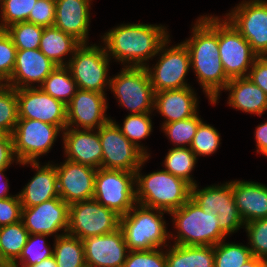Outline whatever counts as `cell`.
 Returning <instances> with one entry per match:
<instances>
[{
  "mask_svg": "<svg viewBox=\"0 0 267 267\" xmlns=\"http://www.w3.org/2000/svg\"><path fill=\"white\" fill-rule=\"evenodd\" d=\"M190 37L182 42L190 54L191 70L208 102L219 103L222 91L230 79L220 59L218 45V15H199L191 24Z\"/></svg>",
  "mask_w": 267,
  "mask_h": 267,
  "instance_id": "6da1fadb",
  "label": "cell"
},
{
  "mask_svg": "<svg viewBox=\"0 0 267 267\" xmlns=\"http://www.w3.org/2000/svg\"><path fill=\"white\" fill-rule=\"evenodd\" d=\"M165 24L120 23L100 39L108 57L123 67H145L157 55L160 47L170 37Z\"/></svg>",
  "mask_w": 267,
  "mask_h": 267,
  "instance_id": "7a4b0ae2",
  "label": "cell"
},
{
  "mask_svg": "<svg viewBox=\"0 0 267 267\" xmlns=\"http://www.w3.org/2000/svg\"><path fill=\"white\" fill-rule=\"evenodd\" d=\"M151 158L147 157L135 171L136 202L170 213L190 199L191 185L163 169L142 173Z\"/></svg>",
  "mask_w": 267,
  "mask_h": 267,
  "instance_id": "3957f363",
  "label": "cell"
},
{
  "mask_svg": "<svg viewBox=\"0 0 267 267\" xmlns=\"http://www.w3.org/2000/svg\"><path fill=\"white\" fill-rule=\"evenodd\" d=\"M165 214L169 213L137 203L127 214L120 217L119 227L129 251L166 248L171 243L169 223L165 220Z\"/></svg>",
  "mask_w": 267,
  "mask_h": 267,
  "instance_id": "277c9868",
  "label": "cell"
},
{
  "mask_svg": "<svg viewBox=\"0 0 267 267\" xmlns=\"http://www.w3.org/2000/svg\"><path fill=\"white\" fill-rule=\"evenodd\" d=\"M168 216L172 218L170 241L174 245L215 246L228 237L220 229L217 216L204 212L191 198Z\"/></svg>",
  "mask_w": 267,
  "mask_h": 267,
  "instance_id": "5b68a950",
  "label": "cell"
},
{
  "mask_svg": "<svg viewBox=\"0 0 267 267\" xmlns=\"http://www.w3.org/2000/svg\"><path fill=\"white\" fill-rule=\"evenodd\" d=\"M172 43L170 35L152 59L156 63L145 66L154 93L191 87L187 79L191 70L189 51L183 42Z\"/></svg>",
  "mask_w": 267,
  "mask_h": 267,
  "instance_id": "8992f818",
  "label": "cell"
},
{
  "mask_svg": "<svg viewBox=\"0 0 267 267\" xmlns=\"http://www.w3.org/2000/svg\"><path fill=\"white\" fill-rule=\"evenodd\" d=\"M112 62L102 43H82L67 67L79 89L106 93L110 86Z\"/></svg>",
  "mask_w": 267,
  "mask_h": 267,
  "instance_id": "52a82bcc",
  "label": "cell"
},
{
  "mask_svg": "<svg viewBox=\"0 0 267 267\" xmlns=\"http://www.w3.org/2000/svg\"><path fill=\"white\" fill-rule=\"evenodd\" d=\"M111 76L109 90L127 114L154 112V90L145 67H121Z\"/></svg>",
  "mask_w": 267,
  "mask_h": 267,
  "instance_id": "ba28073f",
  "label": "cell"
},
{
  "mask_svg": "<svg viewBox=\"0 0 267 267\" xmlns=\"http://www.w3.org/2000/svg\"><path fill=\"white\" fill-rule=\"evenodd\" d=\"M204 212L212 213L219 220L220 229L229 237L244 229L243 222L232 191L229 180L219 184L199 186V183L191 186V197Z\"/></svg>",
  "mask_w": 267,
  "mask_h": 267,
  "instance_id": "9c48e42d",
  "label": "cell"
},
{
  "mask_svg": "<svg viewBox=\"0 0 267 267\" xmlns=\"http://www.w3.org/2000/svg\"><path fill=\"white\" fill-rule=\"evenodd\" d=\"M93 199L124 216L136 204L135 172L97 169Z\"/></svg>",
  "mask_w": 267,
  "mask_h": 267,
  "instance_id": "30bf717a",
  "label": "cell"
},
{
  "mask_svg": "<svg viewBox=\"0 0 267 267\" xmlns=\"http://www.w3.org/2000/svg\"><path fill=\"white\" fill-rule=\"evenodd\" d=\"M63 130L59 126L33 119H18L12 133L14 153L19 161L40 162L47 155L57 138H62Z\"/></svg>",
  "mask_w": 267,
  "mask_h": 267,
  "instance_id": "8fae6325",
  "label": "cell"
},
{
  "mask_svg": "<svg viewBox=\"0 0 267 267\" xmlns=\"http://www.w3.org/2000/svg\"><path fill=\"white\" fill-rule=\"evenodd\" d=\"M120 226V216L95 199L69 205L67 233L84 240L115 231Z\"/></svg>",
  "mask_w": 267,
  "mask_h": 267,
  "instance_id": "7c38bea8",
  "label": "cell"
},
{
  "mask_svg": "<svg viewBox=\"0 0 267 267\" xmlns=\"http://www.w3.org/2000/svg\"><path fill=\"white\" fill-rule=\"evenodd\" d=\"M221 16H218V45L223 69L229 79L247 77L258 55L236 28Z\"/></svg>",
  "mask_w": 267,
  "mask_h": 267,
  "instance_id": "4fadbf2b",
  "label": "cell"
},
{
  "mask_svg": "<svg viewBox=\"0 0 267 267\" xmlns=\"http://www.w3.org/2000/svg\"><path fill=\"white\" fill-rule=\"evenodd\" d=\"M258 57L267 51V0H242L222 14Z\"/></svg>",
  "mask_w": 267,
  "mask_h": 267,
  "instance_id": "5bb4252c",
  "label": "cell"
},
{
  "mask_svg": "<svg viewBox=\"0 0 267 267\" xmlns=\"http://www.w3.org/2000/svg\"><path fill=\"white\" fill-rule=\"evenodd\" d=\"M98 132L102 146L101 168L135 172L147 158L122 134L112 119Z\"/></svg>",
  "mask_w": 267,
  "mask_h": 267,
  "instance_id": "9a60e30c",
  "label": "cell"
},
{
  "mask_svg": "<svg viewBox=\"0 0 267 267\" xmlns=\"http://www.w3.org/2000/svg\"><path fill=\"white\" fill-rule=\"evenodd\" d=\"M19 119H33L59 126L67 125L66 105L39 87L16 89Z\"/></svg>",
  "mask_w": 267,
  "mask_h": 267,
  "instance_id": "2e32d148",
  "label": "cell"
},
{
  "mask_svg": "<svg viewBox=\"0 0 267 267\" xmlns=\"http://www.w3.org/2000/svg\"><path fill=\"white\" fill-rule=\"evenodd\" d=\"M21 220L29 234H47L54 239L68 231L69 205L56 197L33 207H22Z\"/></svg>",
  "mask_w": 267,
  "mask_h": 267,
  "instance_id": "e0dca14e",
  "label": "cell"
},
{
  "mask_svg": "<svg viewBox=\"0 0 267 267\" xmlns=\"http://www.w3.org/2000/svg\"><path fill=\"white\" fill-rule=\"evenodd\" d=\"M107 93L77 89L67 107L68 128L99 129L112 117L107 115Z\"/></svg>",
  "mask_w": 267,
  "mask_h": 267,
  "instance_id": "ac0fdd59",
  "label": "cell"
},
{
  "mask_svg": "<svg viewBox=\"0 0 267 267\" xmlns=\"http://www.w3.org/2000/svg\"><path fill=\"white\" fill-rule=\"evenodd\" d=\"M60 198L71 205L93 199L97 169L64 159L55 163Z\"/></svg>",
  "mask_w": 267,
  "mask_h": 267,
  "instance_id": "d6986e66",
  "label": "cell"
},
{
  "mask_svg": "<svg viewBox=\"0 0 267 267\" xmlns=\"http://www.w3.org/2000/svg\"><path fill=\"white\" fill-rule=\"evenodd\" d=\"M86 267H123L129 249L119 227L83 240Z\"/></svg>",
  "mask_w": 267,
  "mask_h": 267,
  "instance_id": "ffe728a7",
  "label": "cell"
},
{
  "mask_svg": "<svg viewBox=\"0 0 267 267\" xmlns=\"http://www.w3.org/2000/svg\"><path fill=\"white\" fill-rule=\"evenodd\" d=\"M62 149L66 160L101 168L102 146L98 129H76L66 127L62 133Z\"/></svg>",
  "mask_w": 267,
  "mask_h": 267,
  "instance_id": "44dd1931",
  "label": "cell"
},
{
  "mask_svg": "<svg viewBox=\"0 0 267 267\" xmlns=\"http://www.w3.org/2000/svg\"><path fill=\"white\" fill-rule=\"evenodd\" d=\"M56 67L39 49L17 50L13 72L6 85L14 89L39 87Z\"/></svg>",
  "mask_w": 267,
  "mask_h": 267,
  "instance_id": "7402d4cb",
  "label": "cell"
},
{
  "mask_svg": "<svg viewBox=\"0 0 267 267\" xmlns=\"http://www.w3.org/2000/svg\"><path fill=\"white\" fill-rule=\"evenodd\" d=\"M193 87L162 90L154 93V115H161L160 126L195 116L199 110L200 96Z\"/></svg>",
  "mask_w": 267,
  "mask_h": 267,
  "instance_id": "603a6c76",
  "label": "cell"
},
{
  "mask_svg": "<svg viewBox=\"0 0 267 267\" xmlns=\"http://www.w3.org/2000/svg\"><path fill=\"white\" fill-rule=\"evenodd\" d=\"M43 164V165H42ZM29 166L35 170L32 178L18 192L22 207H33L53 198L60 197L57 183L56 165L52 161L23 162L19 166Z\"/></svg>",
  "mask_w": 267,
  "mask_h": 267,
  "instance_id": "cb8c5ba5",
  "label": "cell"
},
{
  "mask_svg": "<svg viewBox=\"0 0 267 267\" xmlns=\"http://www.w3.org/2000/svg\"><path fill=\"white\" fill-rule=\"evenodd\" d=\"M54 27L70 34L81 43L89 42L91 9L94 0H55Z\"/></svg>",
  "mask_w": 267,
  "mask_h": 267,
  "instance_id": "d4e9b609",
  "label": "cell"
},
{
  "mask_svg": "<svg viewBox=\"0 0 267 267\" xmlns=\"http://www.w3.org/2000/svg\"><path fill=\"white\" fill-rule=\"evenodd\" d=\"M238 212L243 222L267 218V184L250 180H230Z\"/></svg>",
  "mask_w": 267,
  "mask_h": 267,
  "instance_id": "484cf974",
  "label": "cell"
},
{
  "mask_svg": "<svg viewBox=\"0 0 267 267\" xmlns=\"http://www.w3.org/2000/svg\"><path fill=\"white\" fill-rule=\"evenodd\" d=\"M222 92H228L227 106L261 117L267 112V95L247 77L233 78Z\"/></svg>",
  "mask_w": 267,
  "mask_h": 267,
  "instance_id": "4316f807",
  "label": "cell"
},
{
  "mask_svg": "<svg viewBox=\"0 0 267 267\" xmlns=\"http://www.w3.org/2000/svg\"><path fill=\"white\" fill-rule=\"evenodd\" d=\"M82 43L56 27L44 28L39 50L56 66H67Z\"/></svg>",
  "mask_w": 267,
  "mask_h": 267,
  "instance_id": "83f0119b",
  "label": "cell"
},
{
  "mask_svg": "<svg viewBox=\"0 0 267 267\" xmlns=\"http://www.w3.org/2000/svg\"><path fill=\"white\" fill-rule=\"evenodd\" d=\"M167 267H214V246H184L170 243L166 247Z\"/></svg>",
  "mask_w": 267,
  "mask_h": 267,
  "instance_id": "f1b7e54d",
  "label": "cell"
},
{
  "mask_svg": "<svg viewBox=\"0 0 267 267\" xmlns=\"http://www.w3.org/2000/svg\"><path fill=\"white\" fill-rule=\"evenodd\" d=\"M28 236L22 220L0 227V267H10L19 258Z\"/></svg>",
  "mask_w": 267,
  "mask_h": 267,
  "instance_id": "f546056e",
  "label": "cell"
},
{
  "mask_svg": "<svg viewBox=\"0 0 267 267\" xmlns=\"http://www.w3.org/2000/svg\"><path fill=\"white\" fill-rule=\"evenodd\" d=\"M154 113L128 114L124 117L123 123L116 122V119L111 118L120 128L122 134L147 157L152 156V152L148 146L142 142L148 139L153 132ZM153 117V118H152ZM142 140V141H141Z\"/></svg>",
  "mask_w": 267,
  "mask_h": 267,
  "instance_id": "4dcf8cb0",
  "label": "cell"
},
{
  "mask_svg": "<svg viewBox=\"0 0 267 267\" xmlns=\"http://www.w3.org/2000/svg\"><path fill=\"white\" fill-rule=\"evenodd\" d=\"M163 161V170L182 178L191 186L197 184L192 172L196 167L198 158L189 147H171Z\"/></svg>",
  "mask_w": 267,
  "mask_h": 267,
  "instance_id": "1f68e13d",
  "label": "cell"
},
{
  "mask_svg": "<svg viewBox=\"0 0 267 267\" xmlns=\"http://www.w3.org/2000/svg\"><path fill=\"white\" fill-rule=\"evenodd\" d=\"M53 243L57 267H86L83 240L65 233L54 238Z\"/></svg>",
  "mask_w": 267,
  "mask_h": 267,
  "instance_id": "d6a6232c",
  "label": "cell"
},
{
  "mask_svg": "<svg viewBox=\"0 0 267 267\" xmlns=\"http://www.w3.org/2000/svg\"><path fill=\"white\" fill-rule=\"evenodd\" d=\"M39 88L65 105L70 102L78 89L67 66H57Z\"/></svg>",
  "mask_w": 267,
  "mask_h": 267,
  "instance_id": "836d02e7",
  "label": "cell"
},
{
  "mask_svg": "<svg viewBox=\"0 0 267 267\" xmlns=\"http://www.w3.org/2000/svg\"><path fill=\"white\" fill-rule=\"evenodd\" d=\"M48 237L51 238L47 234H29L21 255L10 267H29L53 256L54 243L51 247Z\"/></svg>",
  "mask_w": 267,
  "mask_h": 267,
  "instance_id": "e575fe53",
  "label": "cell"
},
{
  "mask_svg": "<svg viewBox=\"0 0 267 267\" xmlns=\"http://www.w3.org/2000/svg\"><path fill=\"white\" fill-rule=\"evenodd\" d=\"M226 241L214 246V267H241L253 257L248 244Z\"/></svg>",
  "mask_w": 267,
  "mask_h": 267,
  "instance_id": "d590c367",
  "label": "cell"
},
{
  "mask_svg": "<svg viewBox=\"0 0 267 267\" xmlns=\"http://www.w3.org/2000/svg\"><path fill=\"white\" fill-rule=\"evenodd\" d=\"M199 114L198 112L193 117L163 124L160 130L173 147H190L199 123L203 120Z\"/></svg>",
  "mask_w": 267,
  "mask_h": 267,
  "instance_id": "8d00e7d4",
  "label": "cell"
},
{
  "mask_svg": "<svg viewBox=\"0 0 267 267\" xmlns=\"http://www.w3.org/2000/svg\"><path fill=\"white\" fill-rule=\"evenodd\" d=\"M221 140L220 132L213 125L207 124L206 121L202 120L189 148L199 159L218 152L217 150L222 144Z\"/></svg>",
  "mask_w": 267,
  "mask_h": 267,
  "instance_id": "74e56055",
  "label": "cell"
},
{
  "mask_svg": "<svg viewBox=\"0 0 267 267\" xmlns=\"http://www.w3.org/2000/svg\"><path fill=\"white\" fill-rule=\"evenodd\" d=\"M44 27L29 22L15 23L5 29L17 50L39 49Z\"/></svg>",
  "mask_w": 267,
  "mask_h": 267,
  "instance_id": "f35d334b",
  "label": "cell"
},
{
  "mask_svg": "<svg viewBox=\"0 0 267 267\" xmlns=\"http://www.w3.org/2000/svg\"><path fill=\"white\" fill-rule=\"evenodd\" d=\"M37 0H0V29L27 22Z\"/></svg>",
  "mask_w": 267,
  "mask_h": 267,
  "instance_id": "ab89813d",
  "label": "cell"
},
{
  "mask_svg": "<svg viewBox=\"0 0 267 267\" xmlns=\"http://www.w3.org/2000/svg\"><path fill=\"white\" fill-rule=\"evenodd\" d=\"M18 119L16 89L2 84L0 86V128L12 135Z\"/></svg>",
  "mask_w": 267,
  "mask_h": 267,
  "instance_id": "60d3db41",
  "label": "cell"
},
{
  "mask_svg": "<svg viewBox=\"0 0 267 267\" xmlns=\"http://www.w3.org/2000/svg\"><path fill=\"white\" fill-rule=\"evenodd\" d=\"M244 231L253 256L267 261V218L246 223Z\"/></svg>",
  "mask_w": 267,
  "mask_h": 267,
  "instance_id": "b9f144b4",
  "label": "cell"
},
{
  "mask_svg": "<svg viewBox=\"0 0 267 267\" xmlns=\"http://www.w3.org/2000/svg\"><path fill=\"white\" fill-rule=\"evenodd\" d=\"M123 267H167L166 248L129 251Z\"/></svg>",
  "mask_w": 267,
  "mask_h": 267,
  "instance_id": "7bdbcfd3",
  "label": "cell"
},
{
  "mask_svg": "<svg viewBox=\"0 0 267 267\" xmlns=\"http://www.w3.org/2000/svg\"><path fill=\"white\" fill-rule=\"evenodd\" d=\"M16 47L5 30L0 29V81L6 84L13 72Z\"/></svg>",
  "mask_w": 267,
  "mask_h": 267,
  "instance_id": "ee69618b",
  "label": "cell"
},
{
  "mask_svg": "<svg viewBox=\"0 0 267 267\" xmlns=\"http://www.w3.org/2000/svg\"><path fill=\"white\" fill-rule=\"evenodd\" d=\"M55 0H37L27 22L47 28L53 27L55 22Z\"/></svg>",
  "mask_w": 267,
  "mask_h": 267,
  "instance_id": "f6af8a7d",
  "label": "cell"
},
{
  "mask_svg": "<svg viewBox=\"0 0 267 267\" xmlns=\"http://www.w3.org/2000/svg\"><path fill=\"white\" fill-rule=\"evenodd\" d=\"M22 204L18 193L0 199V227L21 221Z\"/></svg>",
  "mask_w": 267,
  "mask_h": 267,
  "instance_id": "bcb514c9",
  "label": "cell"
},
{
  "mask_svg": "<svg viewBox=\"0 0 267 267\" xmlns=\"http://www.w3.org/2000/svg\"><path fill=\"white\" fill-rule=\"evenodd\" d=\"M247 78L260 87L267 95V65L260 57L254 61Z\"/></svg>",
  "mask_w": 267,
  "mask_h": 267,
  "instance_id": "7dc6e473",
  "label": "cell"
},
{
  "mask_svg": "<svg viewBox=\"0 0 267 267\" xmlns=\"http://www.w3.org/2000/svg\"><path fill=\"white\" fill-rule=\"evenodd\" d=\"M14 163L19 165L14 153L13 138L9 135L3 142H0V169L13 167Z\"/></svg>",
  "mask_w": 267,
  "mask_h": 267,
  "instance_id": "c3c4849f",
  "label": "cell"
},
{
  "mask_svg": "<svg viewBox=\"0 0 267 267\" xmlns=\"http://www.w3.org/2000/svg\"><path fill=\"white\" fill-rule=\"evenodd\" d=\"M254 140H255V152L267 155V120L261 122L255 127L254 130Z\"/></svg>",
  "mask_w": 267,
  "mask_h": 267,
  "instance_id": "681fc988",
  "label": "cell"
},
{
  "mask_svg": "<svg viewBox=\"0 0 267 267\" xmlns=\"http://www.w3.org/2000/svg\"><path fill=\"white\" fill-rule=\"evenodd\" d=\"M9 168L0 169V199L8 198L10 196H14L9 192L10 189V183L9 178L6 177L5 171H7Z\"/></svg>",
  "mask_w": 267,
  "mask_h": 267,
  "instance_id": "f907efd6",
  "label": "cell"
},
{
  "mask_svg": "<svg viewBox=\"0 0 267 267\" xmlns=\"http://www.w3.org/2000/svg\"><path fill=\"white\" fill-rule=\"evenodd\" d=\"M241 267H267V261L253 256L249 261L241 265Z\"/></svg>",
  "mask_w": 267,
  "mask_h": 267,
  "instance_id": "816d5d0a",
  "label": "cell"
},
{
  "mask_svg": "<svg viewBox=\"0 0 267 267\" xmlns=\"http://www.w3.org/2000/svg\"><path fill=\"white\" fill-rule=\"evenodd\" d=\"M29 267H57L55 258L53 256L44 259L42 262L39 264H35Z\"/></svg>",
  "mask_w": 267,
  "mask_h": 267,
  "instance_id": "f5cc1de1",
  "label": "cell"
},
{
  "mask_svg": "<svg viewBox=\"0 0 267 267\" xmlns=\"http://www.w3.org/2000/svg\"><path fill=\"white\" fill-rule=\"evenodd\" d=\"M9 135L6 130L0 128V142H3Z\"/></svg>",
  "mask_w": 267,
  "mask_h": 267,
  "instance_id": "db71d44e",
  "label": "cell"
},
{
  "mask_svg": "<svg viewBox=\"0 0 267 267\" xmlns=\"http://www.w3.org/2000/svg\"><path fill=\"white\" fill-rule=\"evenodd\" d=\"M263 61L264 63L267 65V51L262 53L260 56H259Z\"/></svg>",
  "mask_w": 267,
  "mask_h": 267,
  "instance_id": "11a10c76",
  "label": "cell"
}]
</instances>
